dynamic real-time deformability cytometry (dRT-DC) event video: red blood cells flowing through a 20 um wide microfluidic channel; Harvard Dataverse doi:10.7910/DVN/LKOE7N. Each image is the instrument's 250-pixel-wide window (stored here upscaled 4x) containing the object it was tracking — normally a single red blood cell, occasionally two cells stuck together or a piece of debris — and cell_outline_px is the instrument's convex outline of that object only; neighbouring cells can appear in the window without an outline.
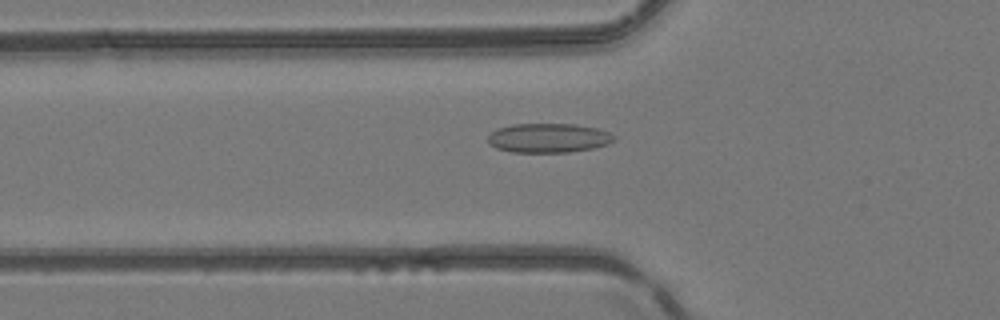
{"species": "common noctule bat (a hibernating species)", "species_latin": "Nyctalus noctula", "temperature_condition": "room temperature", "stored_images_in_passage": 41, "camera_frame_rate_fps": 3000, "um_per_image_px": 0.085, "animal": {"sex": "female", "body_mass_g": 24.6, "forearm_length_mm": 56.2}, "frame": {"image": 1, "passage_image": 9, "time_ms": 2.667, "image_size_px": [1000, 320], "cell_outline_px": [[616, 140], [608, 144], [592, 148], [568, 152], [512, 152], [496, 148], [488, 144], [488, 136], [496, 128], [512, 124], [576, 124], [596, 128], [608, 132], [616, 136]], "centroid_in_image_um": [46.61, 11.72], "position_along_channel_um": 79.2, "area_um2": 21.62}}
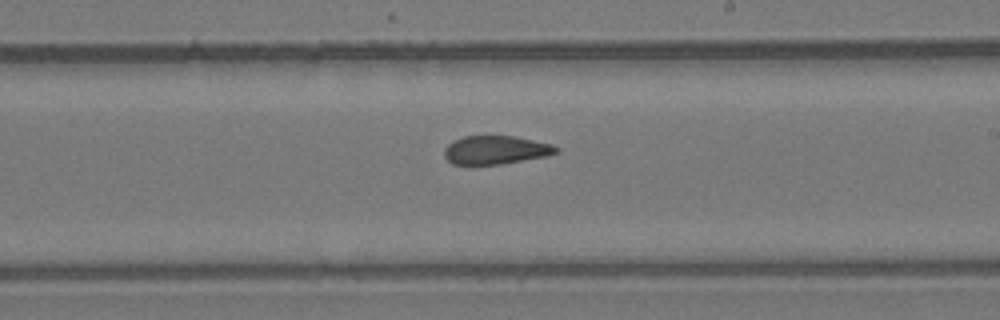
{"frame": {"image": 2, "passage_image": 21, "time_ms": 6.667, "image_size_px": [1000, 320], "cell_outline_px": [[560, 152], [548, 156], [500, 164], [452, 164], [444, 156], [444, 148], [452, 140], [464, 136], [516, 136], [552, 144], [560, 148]], "centroid_in_image_um": [42.16, 12.74], "position_along_channel_um": 246.8, "area_um2": 18.73}}
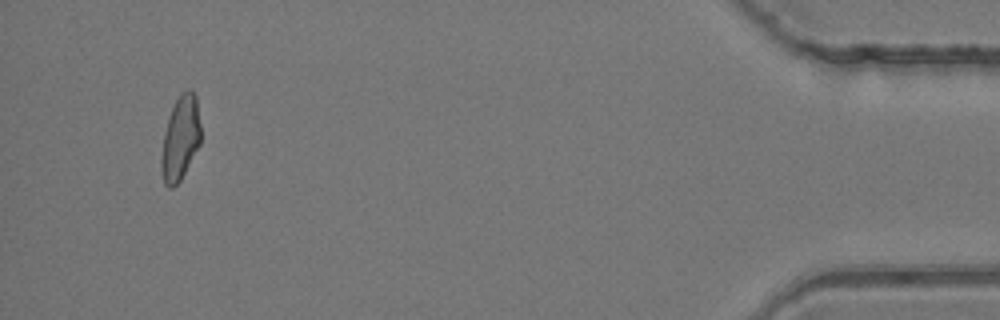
{"frame": {"image": 3, "passage_image": 39, "time_ms": 12.667, "image_size_px": [1000, 320], "cell_outline_px": [[200, 144], [180, 180], [172, 188], [168, 188], [164, 184], [160, 164], [160, 160], [164, 132], [168, 116], [180, 92], [188, 88], [196, 96], [200, 124]], "centroid_in_image_um": [15.31, 11.74], "position_along_channel_um": 419.9, "area_um2": 19.36}, "authors_computed_cell_mechanics": {"area_um2": 19.7098, "velocity_mm_per_s": 4.1676, "shape_relaxation_time_tau1_ms": null, "shape_relaxation_time_tau2_ms": 2.0002, "deformation_change_tau1": null, "deformation_change_tau2": 0.0824}}